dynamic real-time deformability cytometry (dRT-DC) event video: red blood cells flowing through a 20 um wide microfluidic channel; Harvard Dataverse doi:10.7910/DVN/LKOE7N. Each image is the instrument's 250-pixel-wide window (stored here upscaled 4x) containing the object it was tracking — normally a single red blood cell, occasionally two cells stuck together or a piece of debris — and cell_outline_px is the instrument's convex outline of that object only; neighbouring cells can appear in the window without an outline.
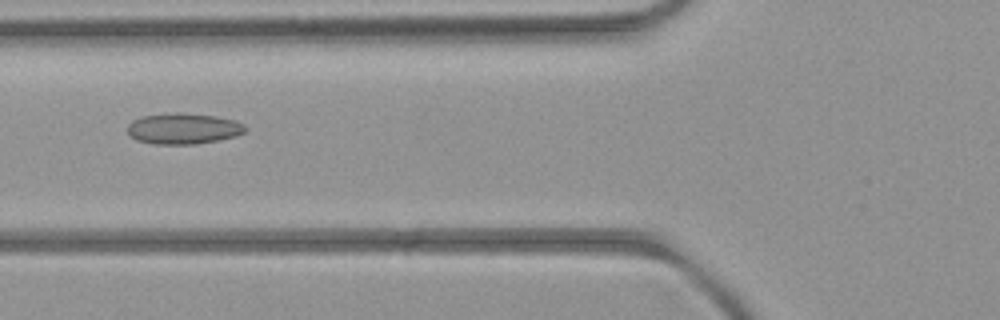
{"species": "common noctule bat (a hibernating species)", "species_latin": "Nyctalus noctula", "temperature_condition": "room temperature", "stored_images_in_passage": 7, "camera_frame_rate_fps": 3000, "um_per_image_px": 0.085, "animal": {"sex": "female", "body_mass_g": 21.9}, "frame": {"image": 1, "passage_image": 6, "time_ms": 6.0, "image_size_px": [1000, 320], "cell_outline_px": [[248, 128], [244, 132], [236, 136], [196, 144], [156, 144], [136, 140], [128, 132], [128, 124], [132, 120], [144, 116], [176, 112], [180, 112], [216, 116], [236, 120], [244, 124]], "centroid_in_image_um": [15.61, 10.92], "position_along_channel_um": 110.2, "area_um2": 21.21}}
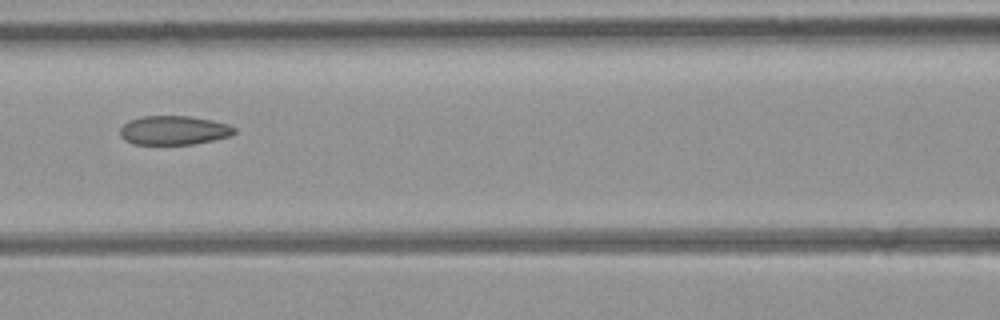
{"frame": {"image": 2, "passage_image": 7, "time_ms": 7.0, "image_size_px": [1000, 320], "cell_outline_px": [[236, 132], [228, 136], [212, 140], [192, 144], [132, 144], [124, 140], [120, 136], [120, 128], [128, 120], [144, 116], [188, 116], [212, 120], [228, 124], [236, 128]], "centroid_in_image_um": [14.74, 11.07], "position_along_channel_um": 151.9, "area_um2": 19.31}}